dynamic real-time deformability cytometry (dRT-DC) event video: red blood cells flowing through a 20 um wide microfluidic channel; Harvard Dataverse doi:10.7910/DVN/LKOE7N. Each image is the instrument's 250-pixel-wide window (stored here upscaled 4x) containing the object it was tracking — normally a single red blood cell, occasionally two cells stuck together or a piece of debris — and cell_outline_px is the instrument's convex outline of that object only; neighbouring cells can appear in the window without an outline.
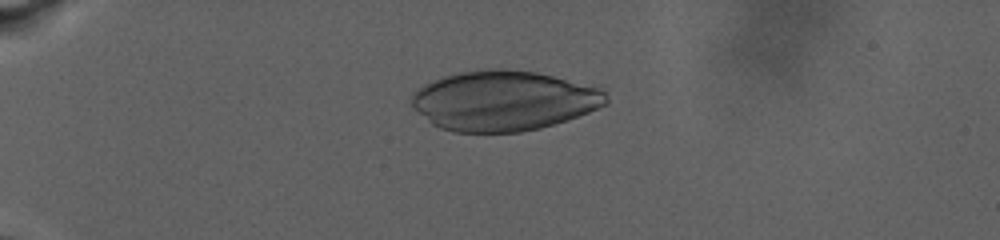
{"species": "human", "species_latin": "Homo sapiens", "temperature_condition": "warm", "stored_images_in_passage": 27, "camera_frame_rate_fps": 3000, "um_per_image_px": 0.085, "donor": {"sex": "male"}, "frame": {"image": 1, "passage_image": 1, "time_ms": 0.0, "image_size_px": [1000, 240], "cell_outline_px": [[608, 104], [568, 120], [540, 128], [520, 132], [452, 132], [440, 128], [432, 124], [412, 108], [412, 92], [424, 84], [444, 76], [460, 72], [488, 68], [496, 68], [536, 72], [604, 84], [608, 96]], "centroid_in_image_um": [42.92, 8.54], "position_along_channel_um": 42.1, "area_um2": 69.42}}